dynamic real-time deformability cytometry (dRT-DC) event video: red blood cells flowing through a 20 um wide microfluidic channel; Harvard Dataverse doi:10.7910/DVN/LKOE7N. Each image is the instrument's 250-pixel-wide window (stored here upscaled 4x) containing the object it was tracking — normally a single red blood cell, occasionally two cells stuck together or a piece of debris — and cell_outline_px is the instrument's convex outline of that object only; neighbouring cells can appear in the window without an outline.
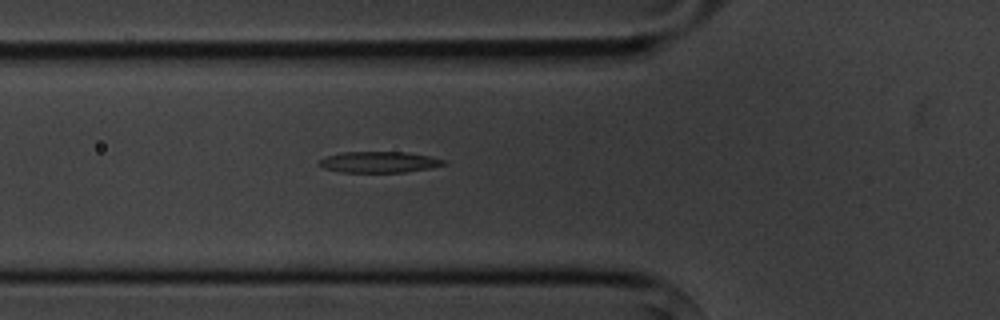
{"species": "common noctule bat (a hibernating species)", "species_latin": "Nyctalus noctula", "temperature_condition": "cold", "stored_images_in_passage": 7, "camera_frame_rate_fps": 3000, "um_per_image_px": 0.085, "animal": {"sex": "male", "body_mass_g": 20.1, "forearm_length_mm": 53.5}, "frame": {"image": 1, "passage_image": 7, "time_ms": 7.0, "image_size_px": [1000, 320], "cell_outline_px": [[448, 164], [432, 168], [404, 172], [340, 172], [324, 168], [316, 164], [324, 156], [340, 152], [408, 152], [428, 156], [444, 160]], "centroid_in_image_um": [32.19, 13.77], "position_along_channel_um": 93.6, "area_um2": 15.43}}